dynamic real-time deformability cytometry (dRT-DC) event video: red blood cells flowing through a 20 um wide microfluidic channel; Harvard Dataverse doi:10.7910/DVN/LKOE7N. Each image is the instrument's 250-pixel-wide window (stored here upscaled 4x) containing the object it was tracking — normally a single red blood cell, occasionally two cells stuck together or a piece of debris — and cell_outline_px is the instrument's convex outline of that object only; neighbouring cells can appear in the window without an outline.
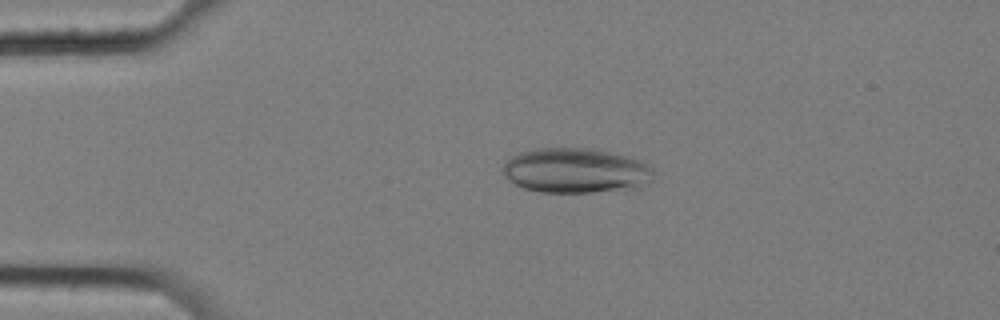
{"species": "common noctule bat (a hibernating species)", "species_latin": "Nyctalus noctula", "temperature_condition": "cold", "stored_images_in_passage": 6, "camera_frame_rate_fps": 3000, "um_per_image_px": 0.085, "animal": {"sex": "female", "body_mass_g": 25.1}, "frame": {"image": 1, "passage_image": 2, "time_ms": 0.333, "image_size_px": [1000, 320], "cell_outline_px": [[652, 180], [648, 184], [636, 188], [592, 192], [540, 192], [524, 188], [508, 180], [504, 176], [500, 168], [504, 160], [520, 152], [532, 148], [596, 148], [644, 160], [652, 168]], "centroid_in_image_um": [48.92, 14.48], "position_along_channel_um": 36.1, "area_um2": 40.17}}